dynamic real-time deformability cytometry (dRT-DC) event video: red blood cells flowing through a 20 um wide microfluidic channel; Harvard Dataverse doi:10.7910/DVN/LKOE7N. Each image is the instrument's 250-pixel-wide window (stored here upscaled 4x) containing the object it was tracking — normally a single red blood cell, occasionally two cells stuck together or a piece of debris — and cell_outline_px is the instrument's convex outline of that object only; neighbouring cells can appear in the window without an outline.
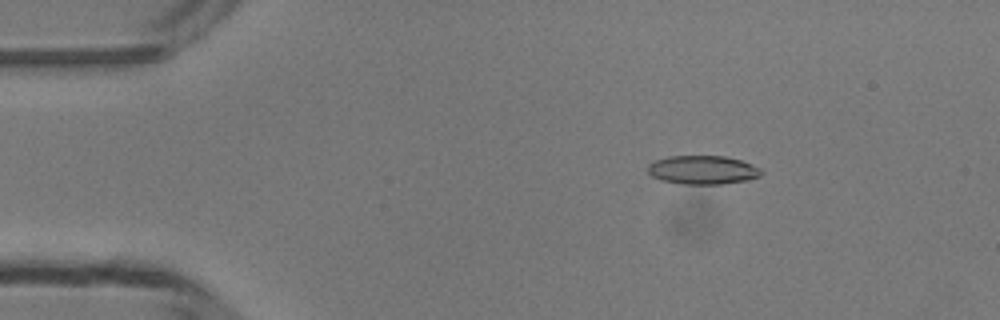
{"species": "common noctule bat (a hibernating species)", "species_latin": "Nyctalus noctula", "temperature_condition": "room temperature", "stored_images_in_passage": 42, "camera_frame_rate_fps": 3000, "um_per_image_px": 0.085, "animal": {"sex": "male", "body_mass_g": 13.3}, "frame": {"image": 1, "passage_image": 1, "time_ms": 0.0, "image_size_px": [1000, 320], "cell_outline_px": [[764, 172], [760, 176], [744, 180], [724, 184], [680, 184], [660, 180], [652, 176], [648, 172], [648, 164], [656, 160], [668, 156], [724, 156], [740, 160], [760, 168]], "centroid_in_image_um": [59.71, 14.45], "position_along_channel_um": 25.3, "area_um2": 18.96}}
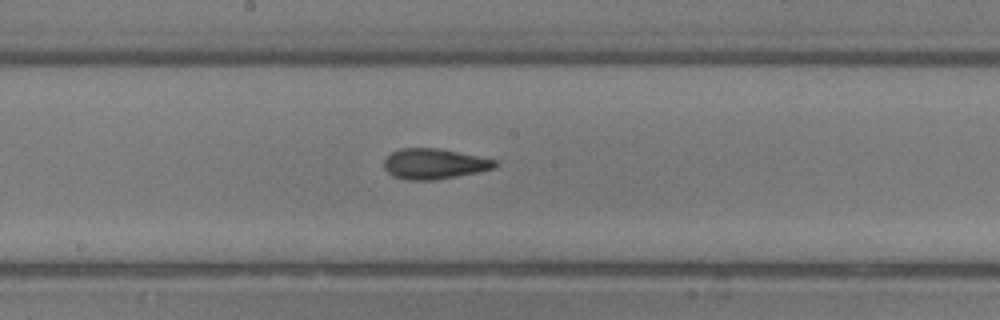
{"frame": {"image": 2, "passage_image": 19, "time_ms": 6.0, "image_size_px": [1000, 320], "cell_outline_px": [[500, 164], [496, 168], [480, 172], [432, 180], [408, 180], [392, 176], [384, 168], [384, 160], [392, 152], [400, 148], [436, 148], [496, 160]], "centroid_in_image_um": [36.91, 13.93], "position_along_channel_um": 211.3, "area_um2": 19.59}}
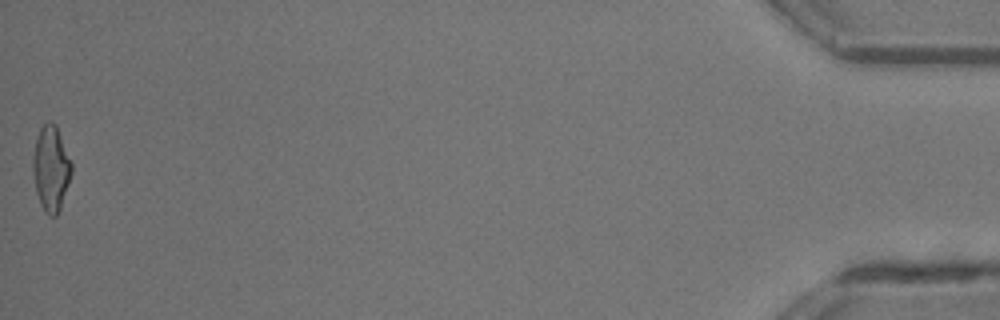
{"frame": {"image": 3, "passage_image": 42, "time_ms": 13.667, "image_size_px": [1000, 320], "cell_outline_px": [[72, 172], [60, 208], [56, 216], [48, 216], [44, 212], [40, 204], [36, 192], [32, 168], [32, 160], [36, 136], [40, 128], [48, 120], [56, 124], [72, 164]], "centroid_in_image_um": [4.31, 14.31], "position_along_channel_um": 430.9, "area_um2": 19.25}, "authors_computed_cell_mechanics": {"area_um2": 19.3052, "velocity_mm_per_s": 4.2181, "shape_relaxation_time_tau1_ms": 5.4089, "shape_relaxation_time_tau2_ms": 2.567, "deformation_change_tau1": 0.1505, "deformation_change_tau2": 0.109}}